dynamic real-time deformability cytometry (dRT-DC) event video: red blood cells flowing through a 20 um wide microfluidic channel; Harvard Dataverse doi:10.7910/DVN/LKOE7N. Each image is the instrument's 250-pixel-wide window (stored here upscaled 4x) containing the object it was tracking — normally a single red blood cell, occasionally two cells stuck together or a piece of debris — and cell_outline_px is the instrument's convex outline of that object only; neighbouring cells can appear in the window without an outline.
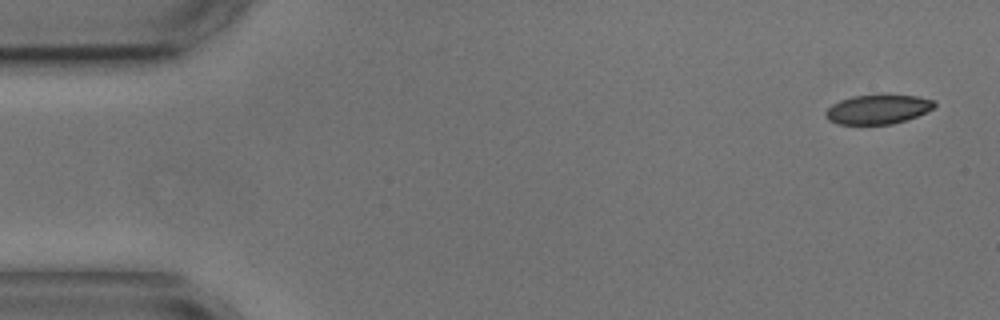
{"species": "common noctule bat (a hibernating species)", "species_latin": "Nyctalus noctula", "temperature_condition": "cold", "stored_images_in_passage": 2, "camera_frame_rate_fps": 3000, "um_per_image_px": 0.085, "animal": {"sex": "male", "body_mass_g": 17.9, "forearm_length_mm": 54.2}, "frame": {"image": 1, "passage_image": 1, "time_ms": 0.0, "image_size_px": [1000, 320], "cell_outline_px": [[936, 104], [932, 108], [916, 116], [892, 124], [836, 124], [828, 120], [824, 116], [824, 112], [832, 104], [840, 100], [852, 96], [916, 96], [936, 100]], "centroid_in_image_um": [74.56, 9.31], "position_along_channel_um": 10.4, "area_um2": 18.26}}